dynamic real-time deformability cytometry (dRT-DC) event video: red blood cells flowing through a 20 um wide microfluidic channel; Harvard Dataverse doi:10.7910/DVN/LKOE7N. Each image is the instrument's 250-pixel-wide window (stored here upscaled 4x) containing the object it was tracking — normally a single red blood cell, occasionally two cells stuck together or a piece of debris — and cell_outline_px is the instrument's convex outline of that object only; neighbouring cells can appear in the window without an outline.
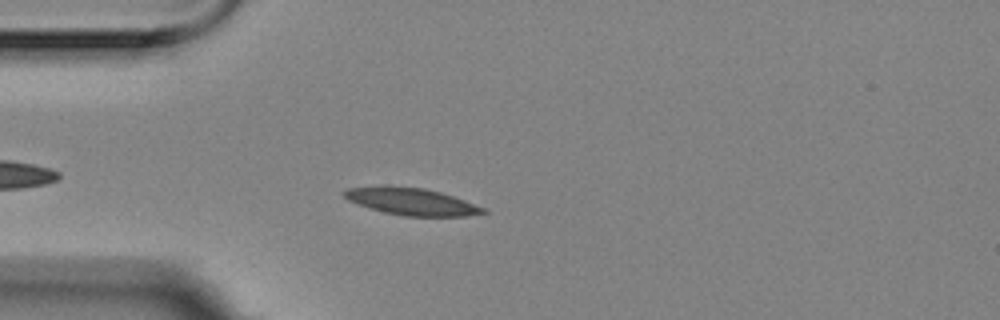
{"species": "Egyptian fruit bat (a non-hibernating species)", "species_latin": "Rousettus aegyptiacus", "temperature_condition": "room temperature", "stored_images_in_passage": 10, "camera_frame_rate_fps": 3000, "um_per_image_px": 0.085, "animal": {"sex": "female"}, "frame": {"image": 1, "passage_image": 6, "time_ms": 1.667, "image_size_px": [1000, 320], "cell_outline_px": [[488, 212], [464, 216], [404, 216], [384, 212], [368, 208], [348, 200], [340, 192], [348, 188], [424, 188], [440, 192], [464, 200], [484, 208]], "centroid_in_image_um": [35.0, 17.17], "position_along_channel_um": 50.0, "area_um2": 21.04}}